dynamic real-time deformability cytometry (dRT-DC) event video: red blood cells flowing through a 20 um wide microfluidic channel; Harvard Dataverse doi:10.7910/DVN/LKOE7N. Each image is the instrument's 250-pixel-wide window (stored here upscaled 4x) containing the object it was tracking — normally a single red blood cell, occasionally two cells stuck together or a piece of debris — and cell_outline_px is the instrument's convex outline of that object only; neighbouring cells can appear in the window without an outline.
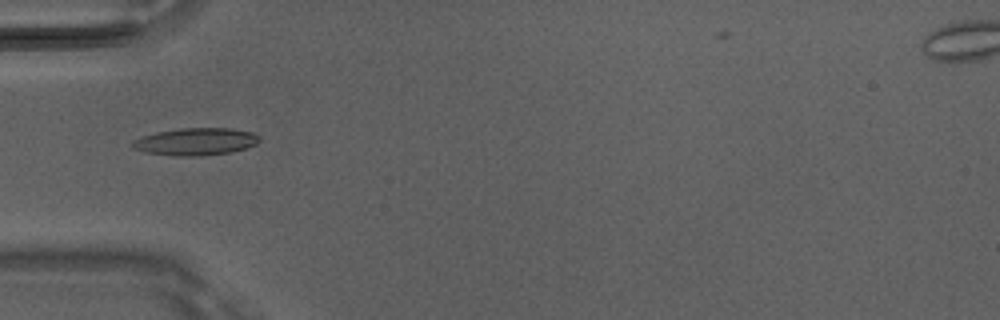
{"species": "Egyptian fruit bat (a non-hibernating species)", "species_latin": "Rousettus aegyptiacus", "temperature_condition": "room temperature", "stored_images_in_passage": 4, "camera_frame_rate_fps": 3000, "um_per_image_px": 0.085, "animal": {"sex": "male"}, "frame": {"image": 1, "passage_image": 2, "time_ms": 0.333, "image_size_px": [1000, 320], "cell_outline_px": [[260, 140], [256, 144], [232, 152], [200, 156], [176, 156], [144, 152], [132, 148], [132, 140], [156, 132], [180, 128], [232, 128], [252, 132], [260, 136]], "centroid_in_image_um": [16.64, 12.03], "position_along_channel_um": 68.4, "area_um2": 20.29}}